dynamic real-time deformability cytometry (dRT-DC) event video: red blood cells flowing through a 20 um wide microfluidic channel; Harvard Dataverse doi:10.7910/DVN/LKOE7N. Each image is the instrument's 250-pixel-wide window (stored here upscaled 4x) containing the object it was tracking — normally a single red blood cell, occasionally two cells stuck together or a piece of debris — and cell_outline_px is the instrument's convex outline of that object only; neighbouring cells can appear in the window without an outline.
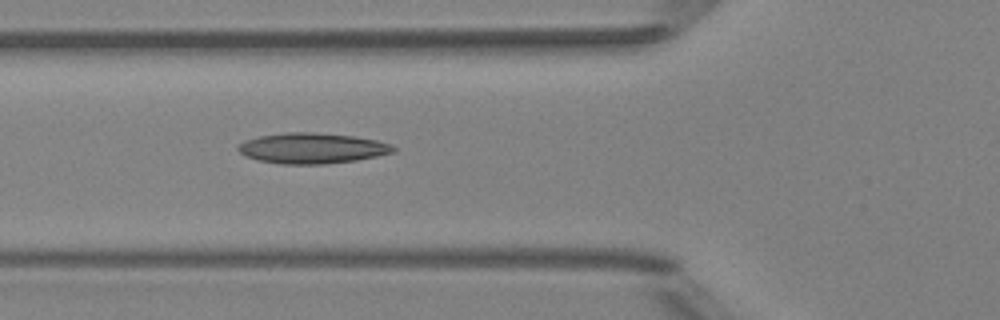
{"species": "Egyptian fruit bat (a non-hibernating species)", "species_latin": "Rousettus aegyptiacus", "temperature_condition": "room temperature", "stored_images_in_passage": 5, "camera_frame_rate_fps": 3000, "um_per_image_px": 0.085, "animal": {"sex": "female"}, "frame": {"image": 1, "passage_image": 5, "time_ms": 1.333, "image_size_px": [1000, 320], "cell_outline_px": [[396, 152], [356, 160], [324, 164], [280, 164], [260, 160], [244, 156], [236, 148], [244, 140], [260, 136], [284, 132], [312, 132], [352, 136], [376, 140], [392, 144], [396, 148]], "centroid_in_image_um": [26.53, 12.6], "position_along_channel_um": 99.3, "area_um2": 27.63}}